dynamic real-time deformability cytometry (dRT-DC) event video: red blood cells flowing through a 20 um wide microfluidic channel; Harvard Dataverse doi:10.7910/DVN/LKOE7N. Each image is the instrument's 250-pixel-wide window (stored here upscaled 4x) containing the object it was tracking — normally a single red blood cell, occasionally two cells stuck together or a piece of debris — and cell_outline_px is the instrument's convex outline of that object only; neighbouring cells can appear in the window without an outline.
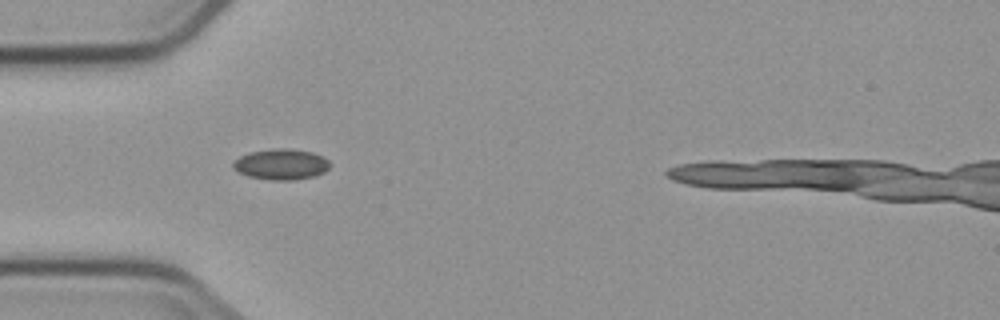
{"species": "common noctule bat (a hibernating species)", "species_latin": "Nyctalus noctula", "temperature_condition": "cold", "stored_images_in_passage": 8, "camera_frame_rate_fps": 3000, "um_per_image_px": 0.085, "animal": {"sex": "male", "body_mass_g": 23.1, "forearm_length_mm": 52.7}, "frame": {"image": 1, "passage_image": 4, "time_ms": 3.333, "image_size_px": [1000, 320], "cell_outline_px": [[332, 164], [324, 172], [316, 176], [292, 180], [272, 180], [248, 176], [232, 168], [232, 164], [240, 156], [252, 152], [272, 148], [292, 148], [312, 152], [324, 156]], "centroid_in_image_um": [23.94, 13.96], "position_along_channel_um": 61.1, "area_um2": 17.46}}
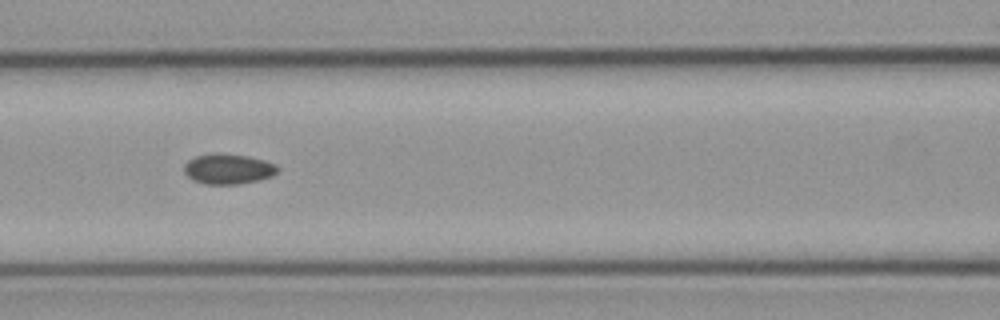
{"frame": {"image": 2, "passage_image": 6, "time_ms": 5.667, "image_size_px": [1000, 320], "cell_outline_px": [[280, 168], [272, 176], [260, 180], [240, 184], [204, 184], [192, 180], [184, 172], [184, 164], [188, 160], [196, 156], [248, 156], [264, 160], [276, 164]], "centroid_in_image_um": [19.43, 14.41], "position_along_channel_um": 147.2, "area_um2": 15.95}}
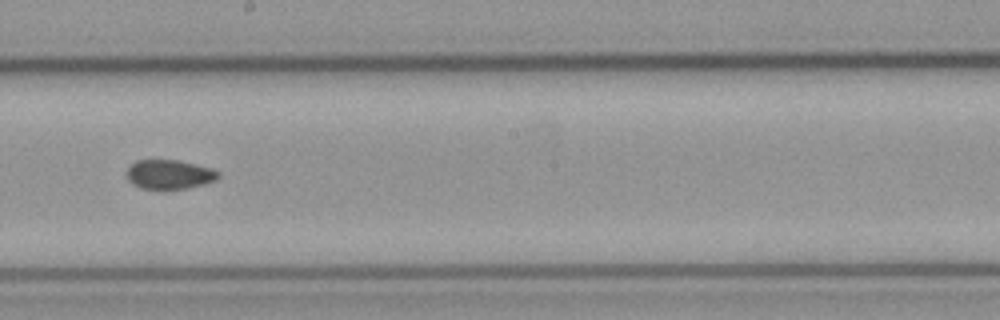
{"frame": {"image": 3, "passage_image": 8, "time_ms": 8.0, "image_size_px": [1000, 320], "cell_outline_px": [[220, 176], [216, 180], [204, 184], [184, 188], [140, 188], [132, 184], [128, 180], [128, 168], [136, 160], [180, 160], [212, 168], [220, 172]], "centroid_in_image_um": [14.43, 14.81], "position_along_channel_um": 233.8, "area_um2": 15.49}}